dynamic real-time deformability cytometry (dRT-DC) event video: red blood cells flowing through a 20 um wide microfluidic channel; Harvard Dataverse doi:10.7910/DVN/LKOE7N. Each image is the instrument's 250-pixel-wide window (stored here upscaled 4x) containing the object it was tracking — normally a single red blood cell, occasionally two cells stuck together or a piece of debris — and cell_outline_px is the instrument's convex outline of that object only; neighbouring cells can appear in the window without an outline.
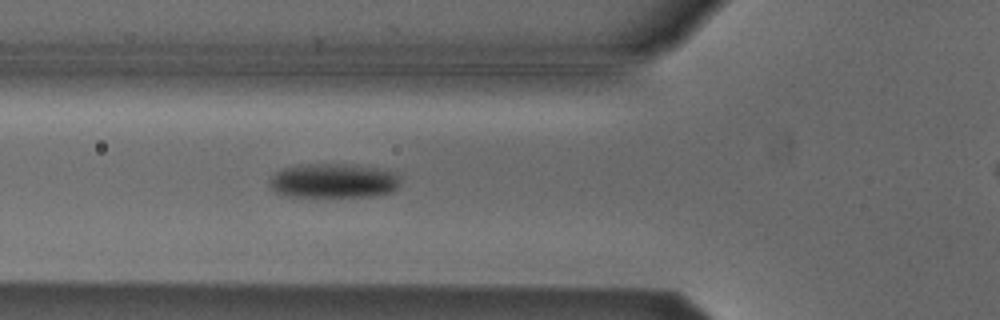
{"species": "Egyptian fruit bat (a non-hibernating species)", "species_latin": "Rousettus aegyptiacus", "temperature_condition": "cold", "stored_images_in_passage": 42, "camera_frame_rate_fps": 3000, "um_per_image_px": 0.085, "animal": {"sex": "male"}, "frame": {"image": 1, "passage_image": 13, "time_ms": 4.0, "image_size_px": [1000, 320], "cell_outline_px": [[396, 188], [392, 192], [372, 196], [288, 196], [276, 192], [272, 188], [272, 176], [276, 172], [284, 168], [308, 164], [356, 164], [376, 168], [392, 172], [396, 176]], "centroid_in_image_um": [28.33, 15.36], "position_along_channel_um": 97.5, "area_um2": 25.61}}
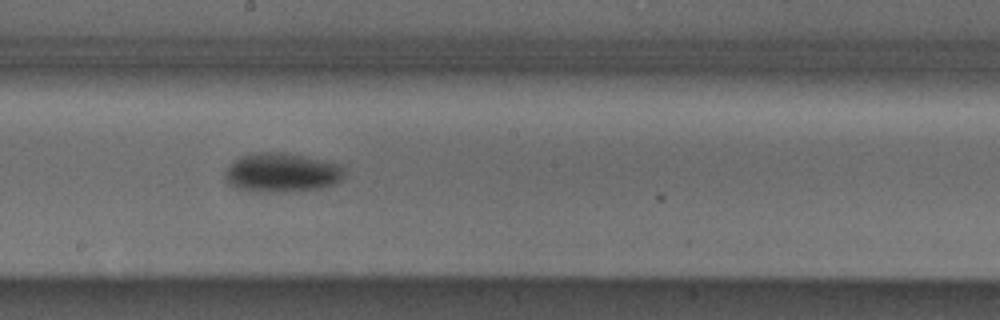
{"frame": {"image": 2, "passage_image": 23, "time_ms": 7.333, "image_size_px": [1000, 320], "cell_outline_px": [[340, 180], [324, 188], [296, 192], [256, 192], [236, 188], [228, 184], [224, 176], [224, 172], [240, 156], [252, 152], [288, 152], [336, 164], [340, 168]], "centroid_in_image_um": [23.86, 14.69], "position_along_channel_um": 224.3, "area_um2": 27.17}}
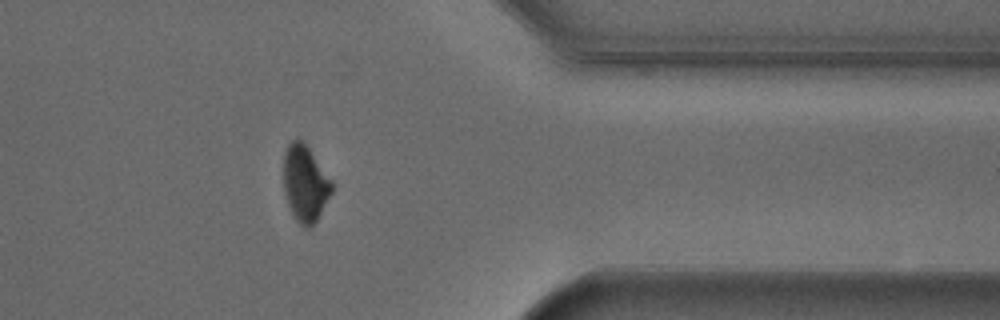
{"frame": {"image": 3, "passage_image": 37, "time_ms": 12.0, "image_size_px": [1000, 320], "cell_outline_px": [[332, 192], [316, 220], [308, 228], [304, 228], [292, 216], [284, 192], [284, 152], [288, 144], [292, 140], [300, 140], [308, 148], [332, 180]], "centroid_in_image_um": [25.92, 15.61], "position_along_channel_um": 385.5, "area_um2": 21.15}, "authors_computed_cell_mechanics": {"area_um2": 24.7962, "velocity_mm_per_s": 3.8009, "shape_relaxation_time_tau1_ms": 2.6514, "shape_relaxation_time_tau2_ms": null, "deformation_change_tau1": 0.1003, "deformation_change_tau2": null}}